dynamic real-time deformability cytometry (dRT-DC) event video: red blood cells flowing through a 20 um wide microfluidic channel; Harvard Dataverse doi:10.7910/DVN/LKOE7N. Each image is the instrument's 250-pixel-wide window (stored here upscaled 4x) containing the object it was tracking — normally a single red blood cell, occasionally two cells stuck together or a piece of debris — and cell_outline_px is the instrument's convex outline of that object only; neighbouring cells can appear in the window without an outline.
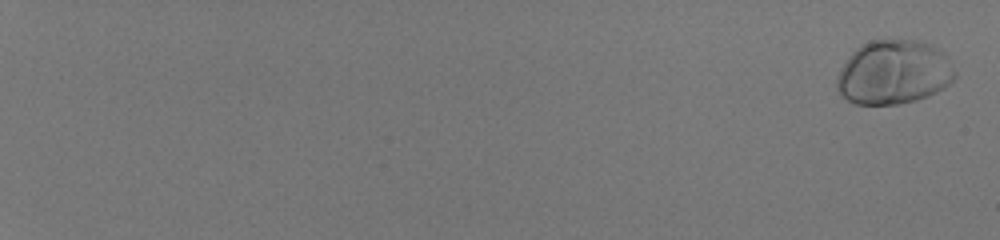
{"species": "human", "species_latin": "Homo sapiens", "temperature_condition": "room temperature", "stored_images_in_passage": 56, "camera_frame_rate_fps": 3000, "um_per_image_px": 0.085, "donor": {"sex": "male"}, "frame": {"image": 1, "passage_image": 2, "time_ms": 0.333, "image_size_px": [1000, 240], "cell_outline_px": [[956, 76], [944, 88], [928, 96], [916, 100], [900, 104], [856, 104], [840, 96], [836, 88], [836, 80], [840, 68], [852, 52], [856, 48], [872, 40], [916, 40], [932, 44], [944, 52], [948, 56], [956, 72]], "centroid_in_image_um": [75.98, 6.15], "position_along_channel_um": 9.0, "area_um2": 44.45}}
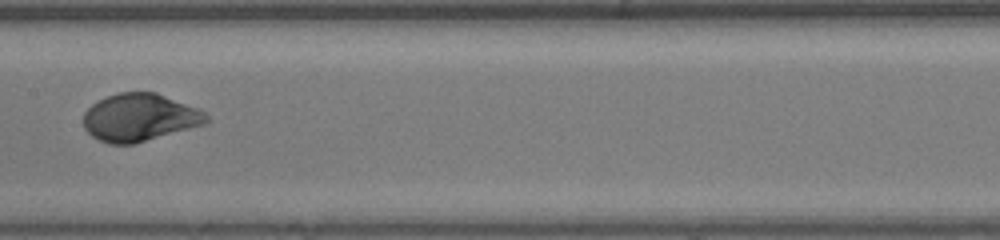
{"frame": {"image": 2, "passage_image": 36, "time_ms": 11.667, "image_size_px": [1000, 240], "cell_outline_px": [[212, 120], [208, 124], [132, 144], [108, 144], [92, 136], [84, 128], [84, 112], [92, 104], [108, 96], [120, 92], [156, 92], [200, 108]], "centroid_in_image_um": [11.93, 9.98], "position_along_channel_um": 195.5, "area_um2": 34.33}}
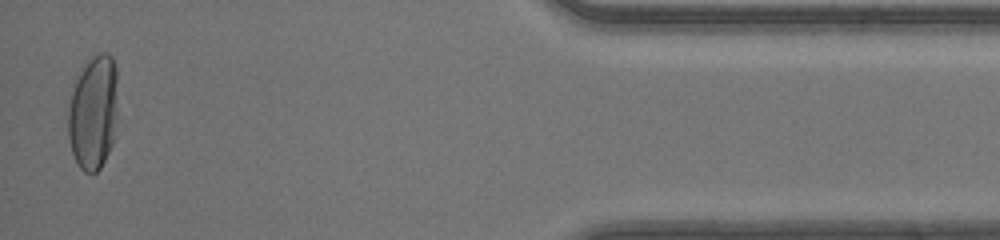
{"frame": {"image": 3, "passage_image": 56, "time_ms": 18.333, "image_size_px": [1000, 240], "cell_outline_px": [[116, 116], [112, 144], [100, 168], [96, 172], [84, 172], [80, 168], [72, 152], [68, 136], [68, 108], [72, 92], [76, 80], [84, 64], [92, 56], [100, 52], [108, 52], [112, 56], [116, 68]], "centroid_in_image_um": [7.92, 9.53], "position_along_channel_um": 427.3, "area_um2": 32.95}, "authors_computed_cell_mechanics": {"area_um2": 34.9979, "velocity_mm_per_s": 4.2015, "shape_relaxation_time_tau1_ms": 3.3616, "shape_relaxation_time_tau2_ms": null, "deformation_change_tau1": 0.1899, "deformation_change_tau2": null}}